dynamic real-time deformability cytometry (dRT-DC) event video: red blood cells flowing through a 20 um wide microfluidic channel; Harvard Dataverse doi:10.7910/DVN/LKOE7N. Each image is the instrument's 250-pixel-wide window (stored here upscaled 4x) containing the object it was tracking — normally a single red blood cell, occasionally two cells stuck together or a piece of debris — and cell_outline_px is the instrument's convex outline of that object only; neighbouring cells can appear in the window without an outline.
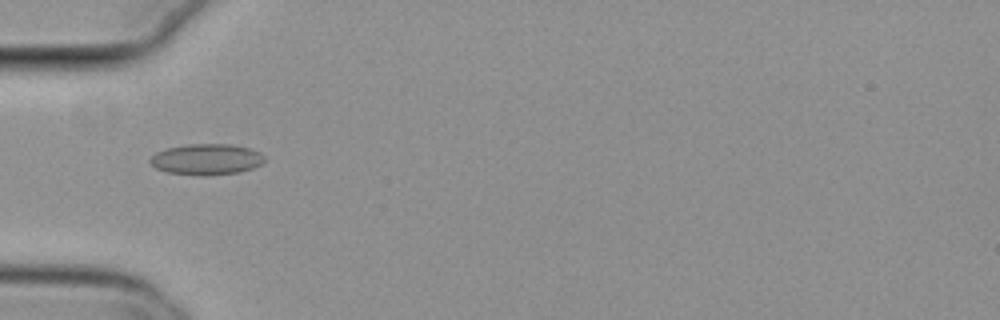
{"species": "common noctule bat (a hibernating species)", "species_latin": "Nyctalus noctula", "temperature_condition": "cold", "stored_images_in_passage": 8, "camera_frame_rate_fps": 3000, "um_per_image_px": 0.085, "animal": {"sex": "female", "body_mass_g": 29.2, "forearm_length_mm": 56.3}, "frame": {"image": 1, "passage_image": 3, "time_ms": 0.667, "image_size_px": [1000, 320], "cell_outline_px": [[264, 160], [260, 164], [252, 168], [240, 172], [208, 176], [204, 176], [168, 172], [156, 168], [148, 160], [156, 152], [168, 148], [188, 144], [232, 144], [248, 148], [260, 152], [264, 156]], "centroid_in_image_um": [17.55, 13.54], "position_along_channel_um": 67.4, "area_um2": 20.58}}
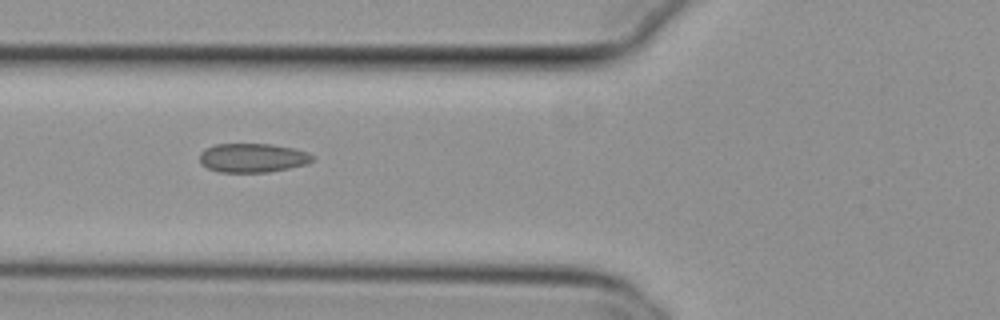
{"frame": {"image": 2, "passage_image": 6, "time_ms": 1.667, "image_size_px": [1000, 320], "cell_outline_px": [[312, 160], [308, 164], [268, 172], [220, 172], [208, 168], [200, 164], [200, 152], [204, 148], [216, 144], [272, 144], [296, 148], [308, 152], [312, 156]], "centroid_in_image_um": [21.46, 13.41], "position_along_channel_um": 104.3, "area_um2": 19.19}}